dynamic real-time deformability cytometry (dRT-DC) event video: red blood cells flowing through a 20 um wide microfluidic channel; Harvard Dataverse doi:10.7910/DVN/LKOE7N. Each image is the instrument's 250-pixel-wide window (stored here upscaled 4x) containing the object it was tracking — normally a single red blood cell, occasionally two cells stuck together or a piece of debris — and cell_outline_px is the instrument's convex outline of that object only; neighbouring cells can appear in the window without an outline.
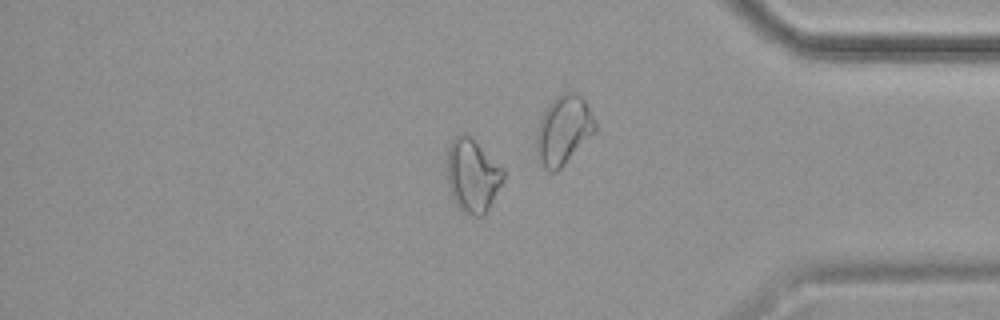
{"species": "common noctule bat (a hibernating species)", "species_latin": "Nyctalus noctula", "temperature_condition": "cold", "stored_images_in_passage": 54, "camera_frame_rate_fps": 3000, "um_per_image_px": 0.085, "animal": {"sex": "female", "body_mass_g": 19.9}, "frame": {"image": 1, "passage_image": 46, "time_ms": 15.0, "image_size_px": [1000, 320], "cell_outline_px": [[504, 180], [484, 216], [472, 216], [464, 212], [452, 200], [448, 184], [448, 144], [460, 132], [464, 132], [472, 136], [504, 168]], "centroid_in_image_um": [40.18, 14.89], "position_along_channel_um": 395.0, "area_um2": 24.45}}